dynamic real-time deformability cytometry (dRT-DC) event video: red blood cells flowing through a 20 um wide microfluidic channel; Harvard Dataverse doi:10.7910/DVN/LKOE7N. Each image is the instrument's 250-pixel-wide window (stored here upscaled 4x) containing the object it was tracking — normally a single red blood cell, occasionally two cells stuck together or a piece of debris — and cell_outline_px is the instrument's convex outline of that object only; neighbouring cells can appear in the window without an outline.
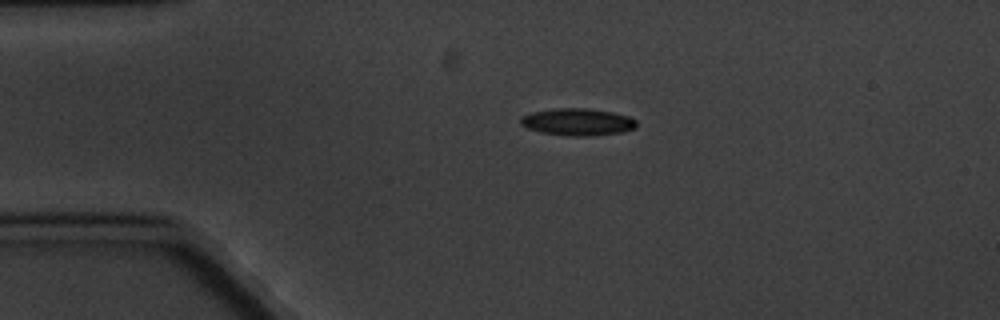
{"species": "common noctule bat (a hibernating species)", "species_latin": "Nyctalus noctula", "temperature_condition": "cold", "stored_images_in_passage": 4, "camera_frame_rate_fps": 3000, "um_per_image_px": 0.085, "animal": {"sex": "male", "body_mass_g": 20.1, "forearm_length_mm": 53.5}, "frame": {"image": 1, "passage_image": 3, "time_ms": 2.333, "image_size_px": [1000, 320], "cell_outline_px": [[636, 128], [620, 132], [588, 136], [572, 136], [540, 132], [528, 128], [520, 124], [520, 116], [532, 112], [552, 108], [588, 108], [612, 112], [628, 116], [636, 120]], "centroid_in_image_um": [49.07, 10.35], "position_along_channel_um": 35.9, "area_um2": 18.32}}